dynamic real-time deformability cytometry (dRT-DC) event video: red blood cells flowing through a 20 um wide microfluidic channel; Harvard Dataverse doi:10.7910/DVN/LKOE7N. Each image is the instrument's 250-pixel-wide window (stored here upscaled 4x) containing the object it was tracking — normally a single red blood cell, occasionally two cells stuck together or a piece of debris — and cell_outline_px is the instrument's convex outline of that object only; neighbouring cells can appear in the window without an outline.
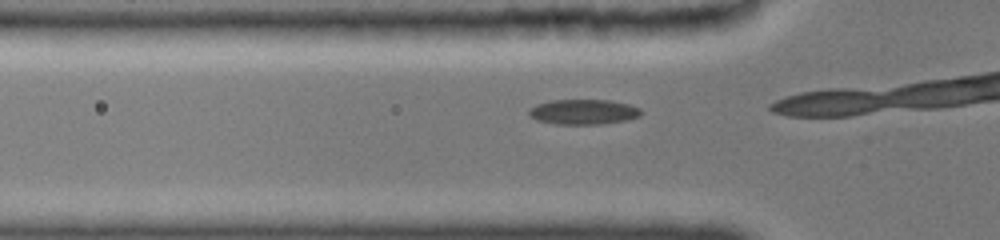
{"species": "common noctule bat (a hibernating species)", "species_latin": "Nyctalus noctula", "temperature_condition": "cold", "stored_images_in_passage": 9, "camera_frame_rate_fps": 3000, "um_per_image_px": 0.085, "animal": {"sex": "female", "body_mass_g": 19.0, "forearm_length_mm": 51.5}, "frame": {"image": 1, "passage_image": 6, "time_ms": 2.667, "image_size_px": [1000, 240], "cell_outline_px": [[640, 116], [624, 120], [596, 124], [556, 124], [536, 120], [528, 112], [536, 104], [552, 100], [608, 100], [628, 104], [640, 108]], "centroid_in_image_um": [49.57, 9.5], "position_along_channel_um": 76.2, "area_um2": 16.07}}